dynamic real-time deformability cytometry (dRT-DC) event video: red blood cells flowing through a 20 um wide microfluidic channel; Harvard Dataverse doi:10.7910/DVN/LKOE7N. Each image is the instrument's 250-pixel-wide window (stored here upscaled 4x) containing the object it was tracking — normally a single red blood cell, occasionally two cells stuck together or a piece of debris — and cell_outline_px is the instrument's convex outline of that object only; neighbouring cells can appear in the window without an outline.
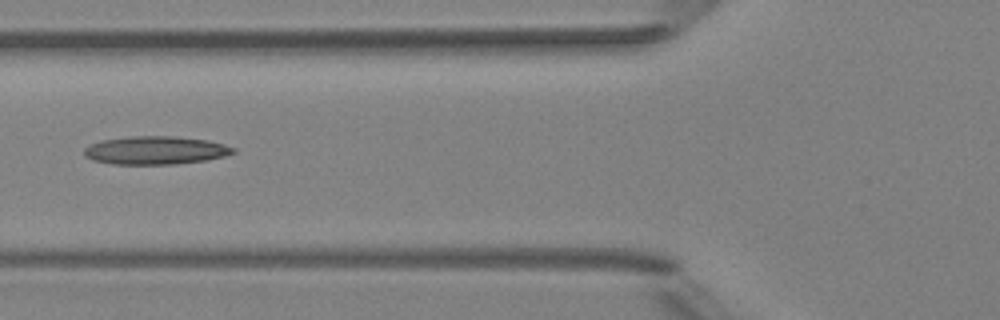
{"species": "Egyptian fruit bat (a non-hibernating species)", "species_latin": "Rousettus aegyptiacus", "temperature_condition": "room temperature", "stored_images_in_passage": 6, "camera_frame_rate_fps": 3000, "um_per_image_px": 0.085, "animal": {"sex": "female"}, "frame": {"image": 1, "passage_image": 5, "time_ms": 4.667, "image_size_px": [1000, 320], "cell_outline_px": [[236, 152], [224, 156], [208, 160], [176, 164], [112, 164], [92, 160], [84, 156], [84, 148], [100, 140], [132, 136], [172, 136], [208, 140], [224, 144], [236, 148]], "centroid_in_image_um": [13.23, 12.78], "position_along_channel_um": 112.6, "area_um2": 24.62}}
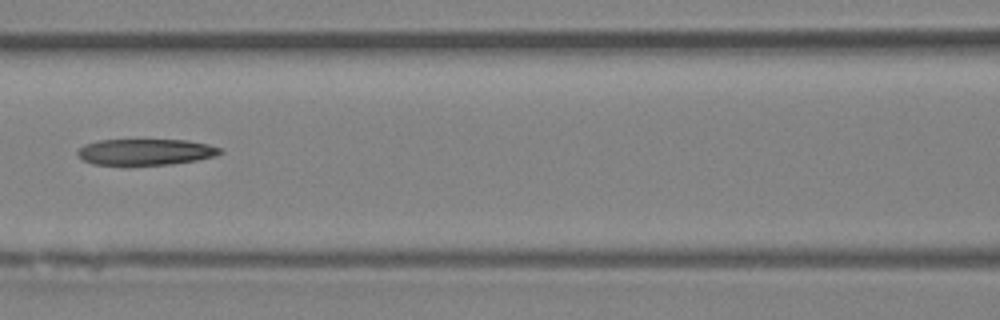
{"frame": {"image": 2, "passage_image": 6, "time_ms": 5.667, "image_size_px": [1000, 320], "cell_outline_px": [[224, 152], [212, 156], [196, 160], [172, 164], [124, 168], [92, 164], [84, 160], [76, 152], [84, 144], [96, 140], [188, 140], [208, 144], [224, 148]], "centroid_in_image_um": [12.33, 12.96], "position_along_channel_um": 154.3, "area_um2": 22.72}}